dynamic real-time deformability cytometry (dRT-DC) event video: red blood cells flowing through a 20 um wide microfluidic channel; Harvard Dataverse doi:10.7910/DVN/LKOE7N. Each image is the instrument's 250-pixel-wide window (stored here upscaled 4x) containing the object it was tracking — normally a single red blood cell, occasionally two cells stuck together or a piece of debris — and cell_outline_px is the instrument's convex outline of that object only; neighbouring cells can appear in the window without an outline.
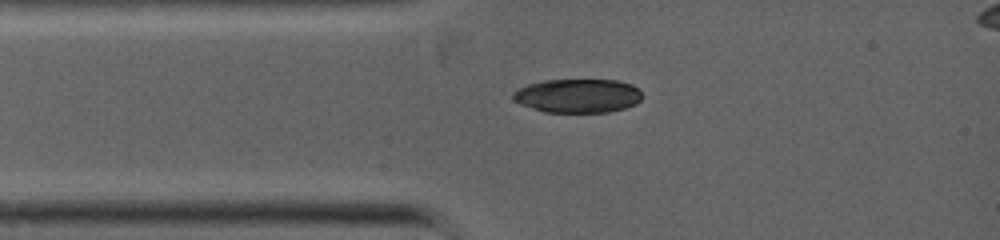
{"species": "common noctule bat (a hibernating species)", "species_latin": "Nyctalus noctula", "temperature_condition": "warm", "stored_images_in_passage": 2, "camera_frame_rate_fps": 5000, "um_per_image_px": 0.085, "animal": {"sex": "female", "body_mass_g": 19.0, "forearm_length_mm": 53.3}, "frame": {"image": 1, "passage_image": 2, "time_ms": 0.2, "image_size_px": [1000, 240], "cell_outline_px": [[640, 100], [636, 104], [624, 108], [608, 112], [544, 112], [520, 104], [512, 100], [512, 92], [528, 84], [544, 80], [616, 80], [632, 84], [640, 92]], "centroid_in_image_um": [49.08, 8.14], "position_along_channel_um": 35.9, "area_um2": 25.43}}